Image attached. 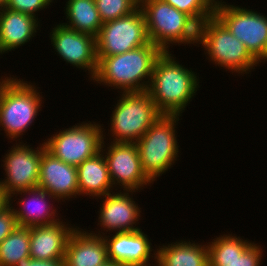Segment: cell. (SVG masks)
<instances>
[{
	"mask_svg": "<svg viewBox=\"0 0 267 266\" xmlns=\"http://www.w3.org/2000/svg\"><path fill=\"white\" fill-rule=\"evenodd\" d=\"M26 257H30V231L18 226L0 243V266H15Z\"/></svg>",
	"mask_w": 267,
	"mask_h": 266,
	"instance_id": "cell-25",
	"label": "cell"
},
{
	"mask_svg": "<svg viewBox=\"0 0 267 266\" xmlns=\"http://www.w3.org/2000/svg\"><path fill=\"white\" fill-rule=\"evenodd\" d=\"M18 227L12 207L6 202L0 208V243Z\"/></svg>",
	"mask_w": 267,
	"mask_h": 266,
	"instance_id": "cell-30",
	"label": "cell"
},
{
	"mask_svg": "<svg viewBox=\"0 0 267 266\" xmlns=\"http://www.w3.org/2000/svg\"><path fill=\"white\" fill-rule=\"evenodd\" d=\"M95 3L103 23L126 16L138 8L131 0H95Z\"/></svg>",
	"mask_w": 267,
	"mask_h": 266,
	"instance_id": "cell-27",
	"label": "cell"
},
{
	"mask_svg": "<svg viewBox=\"0 0 267 266\" xmlns=\"http://www.w3.org/2000/svg\"><path fill=\"white\" fill-rule=\"evenodd\" d=\"M18 195L21 198H17ZM15 198L19 200V203L17 202L15 204L18 207L20 206V208L12 206V203L16 201ZM49 201L53 203L57 201L59 204V201L53 195H50L47 191L39 187L16 192L7 199V203L14 211L18 226L27 228L52 225L62 220V218L60 219L57 216L59 215L57 212L58 209Z\"/></svg>",
	"mask_w": 267,
	"mask_h": 266,
	"instance_id": "cell-15",
	"label": "cell"
},
{
	"mask_svg": "<svg viewBox=\"0 0 267 266\" xmlns=\"http://www.w3.org/2000/svg\"><path fill=\"white\" fill-rule=\"evenodd\" d=\"M38 187L61 201L79 196L77 167L54 157L45 148L42 150Z\"/></svg>",
	"mask_w": 267,
	"mask_h": 266,
	"instance_id": "cell-17",
	"label": "cell"
},
{
	"mask_svg": "<svg viewBox=\"0 0 267 266\" xmlns=\"http://www.w3.org/2000/svg\"><path fill=\"white\" fill-rule=\"evenodd\" d=\"M151 264H152V265H151ZM151 264L146 265V266H157L156 262H155L154 264L151 262Z\"/></svg>",
	"mask_w": 267,
	"mask_h": 266,
	"instance_id": "cell-36",
	"label": "cell"
},
{
	"mask_svg": "<svg viewBox=\"0 0 267 266\" xmlns=\"http://www.w3.org/2000/svg\"><path fill=\"white\" fill-rule=\"evenodd\" d=\"M15 266H65L64 259L40 260L31 257L20 259Z\"/></svg>",
	"mask_w": 267,
	"mask_h": 266,
	"instance_id": "cell-31",
	"label": "cell"
},
{
	"mask_svg": "<svg viewBox=\"0 0 267 266\" xmlns=\"http://www.w3.org/2000/svg\"><path fill=\"white\" fill-rule=\"evenodd\" d=\"M0 78V131L4 130L11 142H20L21 136L31 128L42 110L44 96L35 83L11 77L10 74Z\"/></svg>",
	"mask_w": 267,
	"mask_h": 266,
	"instance_id": "cell-3",
	"label": "cell"
},
{
	"mask_svg": "<svg viewBox=\"0 0 267 266\" xmlns=\"http://www.w3.org/2000/svg\"><path fill=\"white\" fill-rule=\"evenodd\" d=\"M162 51L150 42L123 54L97 57L98 68L93 83L117 89L119 93L147 91L153 66Z\"/></svg>",
	"mask_w": 267,
	"mask_h": 266,
	"instance_id": "cell-2",
	"label": "cell"
},
{
	"mask_svg": "<svg viewBox=\"0 0 267 266\" xmlns=\"http://www.w3.org/2000/svg\"><path fill=\"white\" fill-rule=\"evenodd\" d=\"M110 116L109 140L136 143L162 114L147 91L121 93Z\"/></svg>",
	"mask_w": 267,
	"mask_h": 266,
	"instance_id": "cell-7",
	"label": "cell"
},
{
	"mask_svg": "<svg viewBox=\"0 0 267 266\" xmlns=\"http://www.w3.org/2000/svg\"><path fill=\"white\" fill-rule=\"evenodd\" d=\"M64 15L65 26L80 33L97 37L103 22L96 8L95 0H67Z\"/></svg>",
	"mask_w": 267,
	"mask_h": 266,
	"instance_id": "cell-23",
	"label": "cell"
},
{
	"mask_svg": "<svg viewBox=\"0 0 267 266\" xmlns=\"http://www.w3.org/2000/svg\"><path fill=\"white\" fill-rule=\"evenodd\" d=\"M140 8L149 40L162 52H170L173 44L198 45L199 25L184 12L162 0H147Z\"/></svg>",
	"mask_w": 267,
	"mask_h": 266,
	"instance_id": "cell-4",
	"label": "cell"
},
{
	"mask_svg": "<svg viewBox=\"0 0 267 266\" xmlns=\"http://www.w3.org/2000/svg\"><path fill=\"white\" fill-rule=\"evenodd\" d=\"M88 231L77 226L70 235L65 266H101L109 260L104 238Z\"/></svg>",
	"mask_w": 267,
	"mask_h": 266,
	"instance_id": "cell-19",
	"label": "cell"
},
{
	"mask_svg": "<svg viewBox=\"0 0 267 266\" xmlns=\"http://www.w3.org/2000/svg\"><path fill=\"white\" fill-rule=\"evenodd\" d=\"M263 247L252 243L240 256L236 258L234 266H261L264 256Z\"/></svg>",
	"mask_w": 267,
	"mask_h": 266,
	"instance_id": "cell-29",
	"label": "cell"
},
{
	"mask_svg": "<svg viewBox=\"0 0 267 266\" xmlns=\"http://www.w3.org/2000/svg\"><path fill=\"white\" fill-rule=\"evenodd\" d=\"M199 44L210 63L230 70L232 75H251L252 69L260 66L245 45L215 15L199 25L198 47Z\"/></svg>",
	"mask_w": 267,
	"mask_h": 266,
	"instance_id": "cell-5",
	"label": "cell"
},
{
	"mask_svg": "<svg viewBox=\"0 0 267 266\" xmlns=\"http://www.w3.org/2000/svg\"><path fill=\"white\" fill-rule=\"evenodd\" d=\"M105 143L103 140L101 152L106 159L110 179L116 191L123 188L124 191L140 192L149 185L151 187L153 182L142 169L136 143L107 142V146Z\"/></svg>",
	"mask_w": 267,
	"mask_h": 266,
	"instance_id": "cell-12",
	"label": "cell"
},
{
	"mask_svg": "<svg viewBox=\"0 0 267 266\" xmlns=\"http://www.w3.org/2000/svg\"><path fill=\"white\" fill-rule=\"evenodd\" d=\"M76 227L62 219L52 225L29 228L30 257L40 260L64 259L68 239Z\"/></svg>",
	"mask_w": 267,
	"mask_h": 266,
	"instance_id": "cell-18",
	"label": "cell"
},
{
	"mask_svg": "<svg viewBox=\"0 0 267 266\" xmlns=\"http://www.w3.org/2000/svg\"><path fill=\"white\" fill-rule=\"evenodd\" d=\"M53 2L54 0H8L5 8L16 12L26 13L39 19L38 13L42 10L44 11L45 8L47 9Z\"/></svg>",
	"mask_w": 267,
	"mask_h": 266,
	"instance_id": "cell-28",
	"label": "cell"
},
{
	"mask_svg": "<svg viewBox=\"0 0 267 266\" xmlns=\"http://www.w3.org/2000/svg\"><path fill=\"white\" fill-rule=\"evenodd\" d=\"M15 144L1 159L6 177L0 179V192L6 199L16 192L38 187L42 150L45 148L44 142L35 149L22 140Z\"/></svg>",
	"mask_w": 267,
	"mask_h": 266,
	"instance_id": "cell-10",
	"label": "cell"
},
{
	"mask_svg": "<svg viewBox=\"0 0 267 266\" xmlns=\"http://www.w3.org/2000/svg\"><path fill=\"white\" fill-rule=\"evenodd\" d=\"M136 191L111 192L96 198L101 203L98 213L99 228L97 231H90L98 236H105L109 231L111 234L119 232H130L140 230L138 221L141 220L142 208L134 201L133 194ZM103 199V200H102ZM136 202V203H135ZM135 225V226H134ZM137 226V227H136ZM96 232V233H95ZM105 232V233H104Z\"/></svg>",
	"mask_w": 267,
	"mask_h": 266,
	"instance_id": "cell-14",
	"label": "cell"
},
{
	"mask_svg": "<svg viewBox=\"0 0 267 266\" xmlns=\"http://www.w3.org/2000/svg\"><path fill=\"white\" fill-rule=\"evenodd\" d=\"M40 21L26 13L0 9V55L15 51L33 39L41 28Z\"/></svg>",
	"mask_w": 267,
	"mask_h": 266,
	"instance_id": "cell-20",
	"label": "cell"
},
{
	"mask_svg": "<svg viewBox=\"0 0 267 266\" xmlns=\"http://www.w3.org/2000/svg\"><path fill=\"white\" fill-rule=\"evenodd\" d=\"M181 116L162 115L136 142L141 166L147 177L154 183L173 167L179 157L176 127Z\"/></svg>",
	"mask_w": 267,
	"mask_h": 266,
	"instance_id": "cell-6",
	"label": "cell"
},
{
	"mask_svg": "<svg viewBox=\"0 0 267 266\" xmlns=\"http://www.w3.org/2000/svg\"><path fill=\"white\" fill-rule=\"evenodd\" d=\"M150 43L140 7L132 13L103 23L96 37L97 57L123 54Z\"/></svg>",
	"mask_w": 267,
	"mask_h": 266,
	"instance_id": "cell-11",
	"label": "cell"
},
{
	"mask_svg": "<svg viewBox=\"0 0 267 266\" xmlns=\"http://www.w3.org/2000/svg\"><path fill=\"white\" fill-rule=\"evenodd\" d=\"M214 15L259 62L267 61V16L255 10L216 0ZM263 60V61H262Z\"/></svg>",
	"mask_w": 267,
	"mask_h": 266,
	"instance_id": "cell-9",
	"label": "cell"
},
{
	"mask_svg": "<svg viewBox=\"0 0 267 266\" xmlns=\"http://www.w3.org/2000/svg\"><path fill=\"white\" fill-rule=\"evenodd\" d=\"M190 16L198 25L214 15L216 0H162Z\"/></svg>",
	"mask_w": 267,
	"mask_h": 266,
	"instance_id": "cell-26",
	"label": "cell"
},
{
	"mask_svg": "<svg viewBox=\"0 0 267 266\" xmlns=\"http://www.w3.org/2000/svg\"><path fill=\"white\" fill-rule=\"evenodd\" d=\"M101 266H123V265L120 264V263H116V262H114V261H110V260H108L106 263H104V264L101 265Z\"/></svg>",
	"mask_w": 267,
	"mask_h": 266,
	"instance_id": "cell-32",
	"label": "cell"
},
{
	"mask_svg": "<svg viewBox=\"0 0 267 266\" xmlns=\"http://www.w3.org/2000/svg\"><path fill=\"white\" fill-rule=\"evenodd\" d=\"M52 27L49 38L57 55L67 65L86 69L91 81L98 68L96 37L80 33L62 22Z\"/></svg>",
	"mask_w": 267,
	"mask_h": 266,
	"instance_id": "cell-13",
	"label": "cell"
},
{
	"mask_svg": "<svg viewBox=\"0 0 267 266\" xmlns=\"http://www.w3.org/2000/svg\"><path fill=\"white\" fill-rule=\"evenodd\" d=\"M131 1L134 2L138 7H140L147 0H131Z\"/></svg>",
	"mask_w": 267,
	"mask_h": 266,
	"instance_id": "cell-34",
	"label": "cell"
},
{
	"mask_svg": "<svg viewBox=\"0 0 267 266\" xmlns=\"http://www.w3.org/2000/svg\"><path fill=\"white\" fill-rule=\"evenodd\" d=\"M157 266H209L208 245L193 240H177L159 245Z\"/></svg>",
	"mask_w": 267,
	"mask_h": 266,
	"instance_id": "cell-22",
	"label": "cell"
},
{
	"mask_svg": "<svg viewBox=\"0 0 267 266\" xmlns=\"http://www.w3.org/2000/svg\"><path fill=\"white\" fill-rule=\"evenodd\" d=\"M79 196L98 198L113 192L106 159L102 152L77 166Z\"/></svg>",
	"mask_w": 267,
	"mask_h": 266,
	"instance_id": "cell-21",
	"label": "cell"
},
{
	"mask_svg": "<svg viewBox=\"0 0 267 266\" xmlns=\"http://www.w3.org/2000/svg\"><path fill=\"white\" fill-rule=\"evenodd\" d=\"M108 259L123 266H146L156 262L157 246L153 249L148 235L140 230L119 232L103 236ZM153 251V253H151ZM150 261V262H149Z\"/></svg>",
	"mask_w": 267,
	"mask_h": 266,
	"instance_id": "cell-16",
	"label": "cell"
},
{
	"mask_svg": "<svg viewBox=\"0 0 267 266\" xmlns=\"http://www.w3.org/2000/svg\"><path fill=\"white\" fill-rule=\"evenodd\" d=\"M103 126L100 122L83 121L60 129L43 140L45 149L54 157L77 167L84 160L101 152L102 142L106 140V129Z\"/></svg>",
	"mask_w": 267,
	"mask_h": 266,
	"instance_id": "cell-8",
	"label": "cell"
},
{
	"mask_svg": "<svg viewBox=\"0 0 267 266\" xmlns=\"http://www.w3.org/2000/svg\"><path fill=\"white\" fill-rule=\"evenodd\" d=\"M7 202L5 196L0 192V208Z\"/></svg>",
	"mask_w": 267,
	"mask_h": 266,
	"instance_id": "cell-33",
	"label": "cell"
},
{
	"mask_svg": "<svg viewBox=\"0 0 267 266\" xmlns=\"http://www.w3.org/2000/svg\"><path fill=\"white\" fill-rule=\"evenodd\" d=\"M253 242L242 239L235 233L216 236L208 242L209 266H234L236 258L240 256Z\"/></svg>",
	"mask_w": 267,
	"mask_h": 266,
	"instance_id": "cell-24",
	"label": "cell"
},
{
	"mask_svg": "<svg viewBox=\"0 0 267 266\" xmlns=\"http://www.w3.org/2000/svg\"><path fill=\"white\" fill-rule=\"evenodd\" d=\"M176 59L171 52H162L154 63L147 89L162 115L183 116L185 108L200 88L197 73Z\"/></svg>",
	"mask_w": 267,
	"mask_h": 266,
	"instance_id": "cell-1",
	"label": "cell"
},
{
	"mask_svg": "<svg viewBox=\"0 0 267 266\" xmlns=\"http://www.w3.org/2000/svg\"><path fill=\"white\" fill-rule=\"evenodd\" d=\"M8 0H0V9L4 8Z\"/></svg>",
	"mask_w": 267,
	"mask_h": 266,
	"instance_id": "cell-35",
	"label": "cell"
}]
</instances>
